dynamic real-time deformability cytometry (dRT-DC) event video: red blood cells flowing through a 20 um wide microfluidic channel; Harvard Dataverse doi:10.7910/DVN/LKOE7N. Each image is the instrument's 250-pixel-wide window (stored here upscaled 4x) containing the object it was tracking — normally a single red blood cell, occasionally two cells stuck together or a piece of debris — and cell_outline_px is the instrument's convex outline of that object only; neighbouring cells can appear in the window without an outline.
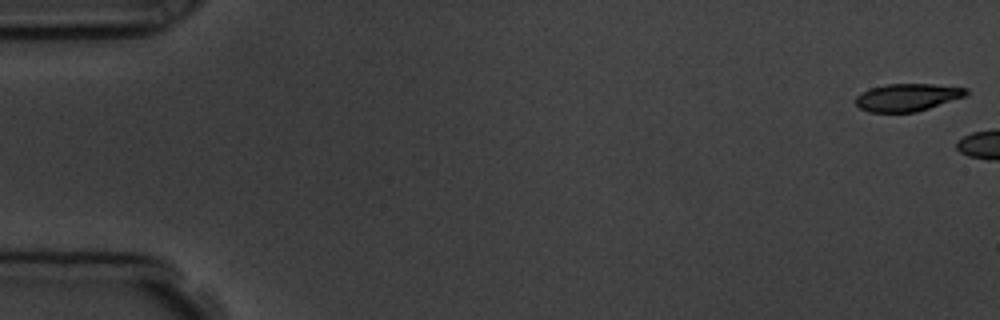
{"species": "common noctule bat (a hibernating species)", "species_latin": "Nyctalus noctula", "temperature_condition": "room temperature", "stored_images_in_passage": 6, "segment_of_instrument_passage": [2, 2], "camera_frame_rate_fps": 3000, "um_per_image_px": 0.085, "animal": {"sex": "male", "body_mass_g": 19.5, "forearm_length_mm": 54.6}, "frame": {"image": 1, "passage_image": 6, "time_ms": 6.667, "image_size_px": [1000, 320], "cell_outline_px": [[968, 92], [964, 96], [916, 112], [868, 112], [860, 108], [856, 104], [856, 96], [872, 88], [888, 84], [932, 84], [968, 88]], "centroid_in_image_um": [77.12, 8.27], "position_along_channel_um": 7.9, "area_um2": 17.4}}